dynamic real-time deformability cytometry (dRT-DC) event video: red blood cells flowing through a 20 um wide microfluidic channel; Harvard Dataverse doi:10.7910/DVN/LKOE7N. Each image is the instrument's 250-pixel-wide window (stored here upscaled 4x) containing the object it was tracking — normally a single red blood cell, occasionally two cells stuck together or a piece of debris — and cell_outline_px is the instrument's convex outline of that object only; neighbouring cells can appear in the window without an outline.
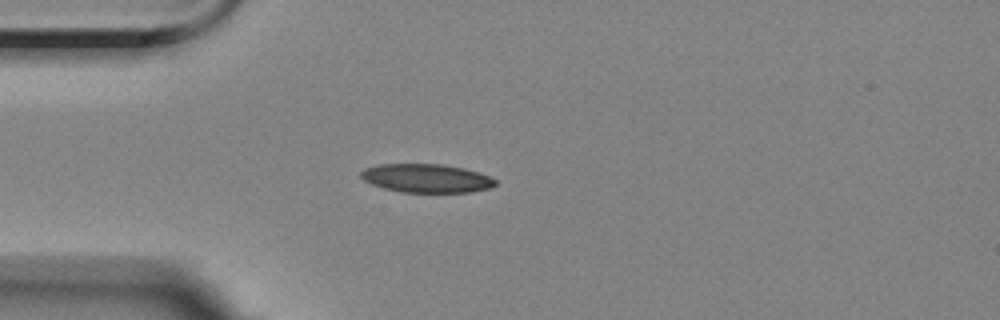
{"species": "Egyptian fruit bat (a non-hibernating species)", "species_latin": "Rousettus aegyptiacus", "temperature_condition": "room temperature", "stored_images_in_passage": 2, "camera_frame_rate_fps": 3000, "um_per_image_px": 0.085, "animal": {"sex": "female"}, "frame": {"image": 1, "passage_image": 2, "time_ms": 2.0, "image_size_px": [1000, 320], "cell_outline_px": [[496, 184], [492, 188], [468, 192], [400, 192], [384, 188], [372, 184], [364, 180], [360, 176], [360, 172], [364, 168], [376, 164], [444, 164], [464, 168], [480, 172], [496, 180]], "centroid_in_image_um": [36.24, 15.14], "position_along_channel_um": 48.8, "area_um2": 22.54}}